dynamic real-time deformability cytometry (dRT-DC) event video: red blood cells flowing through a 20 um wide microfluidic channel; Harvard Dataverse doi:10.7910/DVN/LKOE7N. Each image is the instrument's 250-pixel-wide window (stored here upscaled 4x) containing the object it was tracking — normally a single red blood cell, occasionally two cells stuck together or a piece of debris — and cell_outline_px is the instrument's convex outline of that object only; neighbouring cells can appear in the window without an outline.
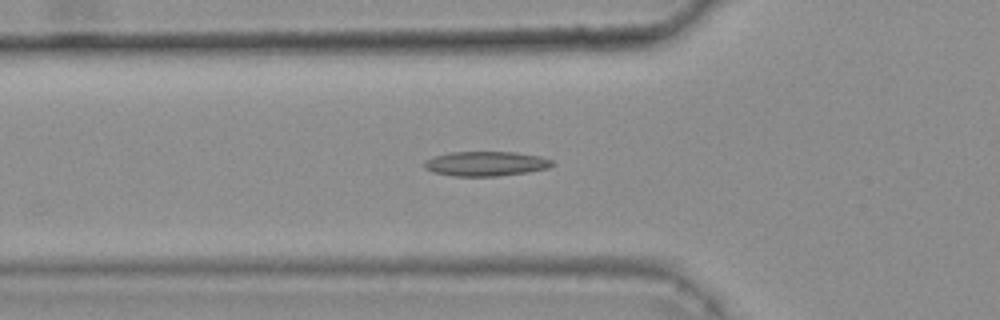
{"species": "common noctule bat (a hibernating species)", "species_latin": "Nyctalus noctula", "temperature_condition": "warm", "stored_images_in_passage": 6, "camera_frame_rate_fps": 3000, "um_per_image_px": 0.085, "animal": {"sex": "female", "body_mass_g": 25.1}, "frame": {"image": 1, "passage_image": 2, "time_ms": 0.333, "image_size_px": [1000, 320], "cell_outline_px": [[556, 164], [548, 168], [528, 172], [500, 176], [452, 176], [432, 172], [424, 168], [424, 160], [436, 156], [452, 152], [516, 152], [540, 156], [552, 160]], "centroid_in_image_um": [41.31, 13.92], "position_along_channel_um": 84.5, "area_um2": 18.5}}